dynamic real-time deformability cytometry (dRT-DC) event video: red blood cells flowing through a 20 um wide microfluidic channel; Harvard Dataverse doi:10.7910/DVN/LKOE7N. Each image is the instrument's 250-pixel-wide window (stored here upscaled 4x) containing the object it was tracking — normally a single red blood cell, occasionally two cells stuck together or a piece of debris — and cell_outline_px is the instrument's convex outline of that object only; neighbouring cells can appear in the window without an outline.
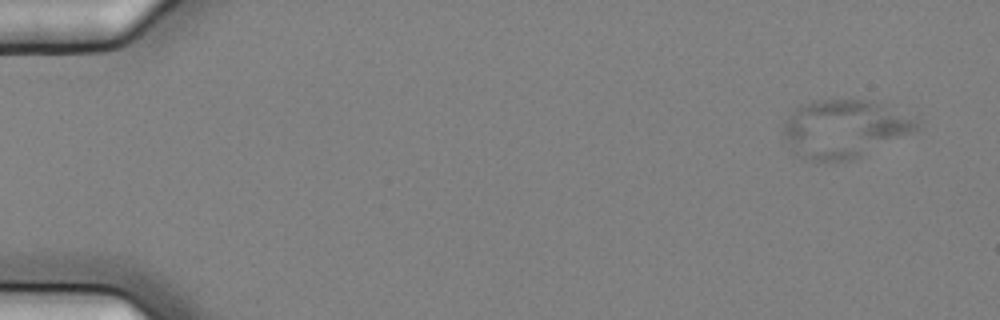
{"species": "common noctule bat (a hibernating species)", "species_latin": "Nyctalus noctula", "temperature_condition": "cold", "stored_images_in_passage": 15, "camera_frame_rate_fps": 3000, "um_per_image_px": 0.085, "animal": {"sex": "female", "body_mass_g": 25.1}, "frame": {"image": 1, "passage_image": 1, "time_ms": 0.0, "image_size_px": [1000, 320], "cell_outline_px": [[924, 120], [920, 128], [912, 132], [852, 160], [812, 160], [792, 152], [784, 136], [784, 120], [800, 104], [812, 100], [872, 100], [884, 104]], "centroid_in_image_um": [71.81, 10.9], "position_along_channel_um": 13.2, "area_um2": 45.14}}
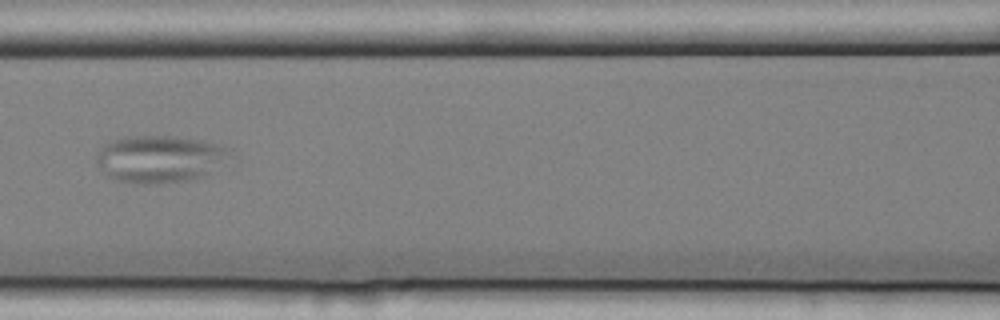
{"frame": {"image": 2, "passage_image": 7, "time_ms": 2.0, "image_size_px": [1000, 320], "cell_outline_px": [[236, 156], [204, 176], [188, 180], [156, 184], [140, 184], [116, 180], [108, 176], [96, 164], [96, 156], [100, 148], [104, 144], [112, 140], [124, 136], [176, 136], [200, 140], [220, 144], [232, 148]], "centroid_in_image_um": [13.65, 13.5], "position_along_channel_um": 153.0, "area_um2": 37.51}}
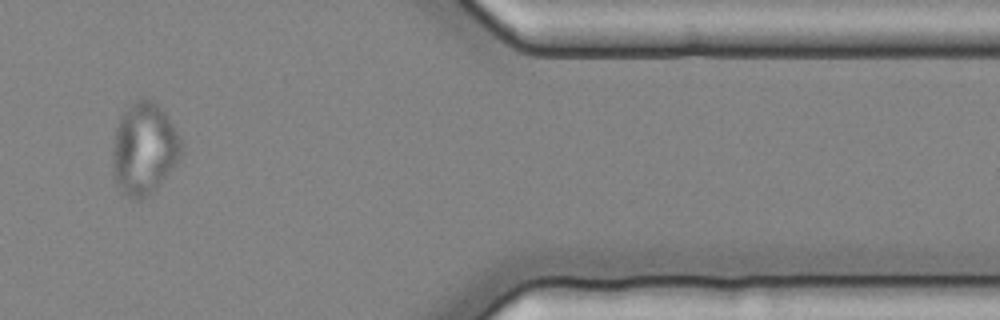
{"frame": {"image": 3, "passage_image": 13, "time_ms": 4.0, "image_size_px": [1000, 320], "cell_outline_px": [[184, 152], [156, 188], [152, 192], [140, 200], [132, 200], [124, 196], [120, 192], [116, 184], [112, 168], [112, 148], [116, 128], [120, 116], [140, 96], [144, 96], [156, 104], [164, 112], [180, 136], [184, 144]], "centroid_in_image_um": [12.23, 12.66], "position_along_channel_um": 399.2, "area_um2": 37.11}}